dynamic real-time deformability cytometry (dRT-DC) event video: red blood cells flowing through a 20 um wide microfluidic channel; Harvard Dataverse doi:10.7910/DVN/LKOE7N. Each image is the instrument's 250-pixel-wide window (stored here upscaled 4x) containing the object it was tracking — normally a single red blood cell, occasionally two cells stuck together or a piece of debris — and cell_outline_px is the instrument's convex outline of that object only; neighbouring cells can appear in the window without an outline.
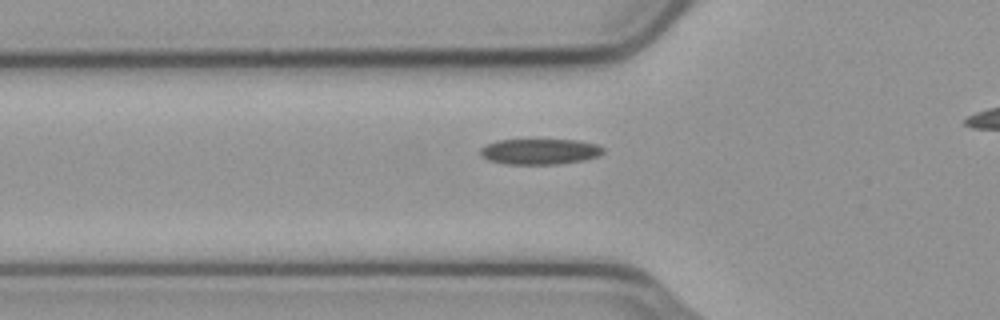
{"species": "common noctule bat (a hibernating species)", "species_latin": "Nyctalus noctula", "temperature_condition": "cold", "stored_images_in_passage": 35, "camera_frame_rate_fps": 3000, "um_per_image_px": 0.085, "animal": {"sex": "male", "body_mass_g": 23.1, "forearm_length_mm": 52.7}, "frame": {"image": 1, "passage_image": 6, "time_ms": 1.667, "image_size_px": [1000, 320], "cell_outline_px": [[604, 152], [600, 156], [584, 160], [556, 164], [504, 164], [488, 160], [480, 156], [480, 148], [496, 140], [580, 140], [596, 144], [604, 148]], "centroid_in_image_um": [45.89, 12.88], "position_along_channel_um": 79.9, "area_um2": 18.5}}
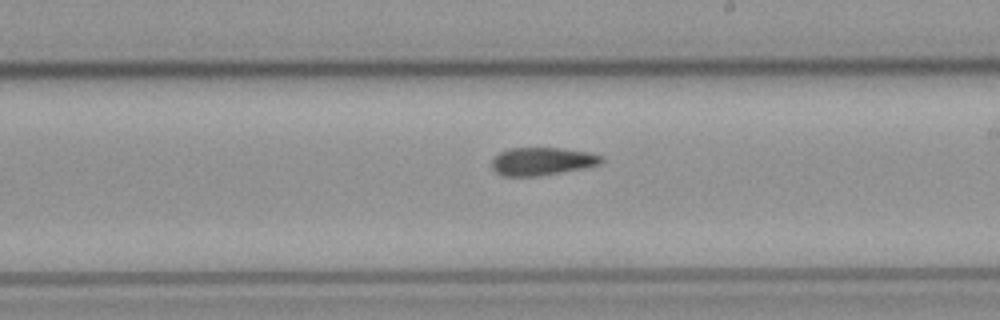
{"frame": {"image": 2, "passage_image": 19, "time_ms": 6.0, "image_size_px": [1000, 320], "cell_outline_px": [[604, 160], [600, 164], [584, 168], [540, 176], [504, 176], [496, 172], [492, 168], [492, 160], [500, 152], [508, 148], [560, 148], [588, 152], [604, 156]], "centroid_in_image_um": [46.09, 13.71], "position_along_channel_um": 242.9, "area_um2": 17.86}}
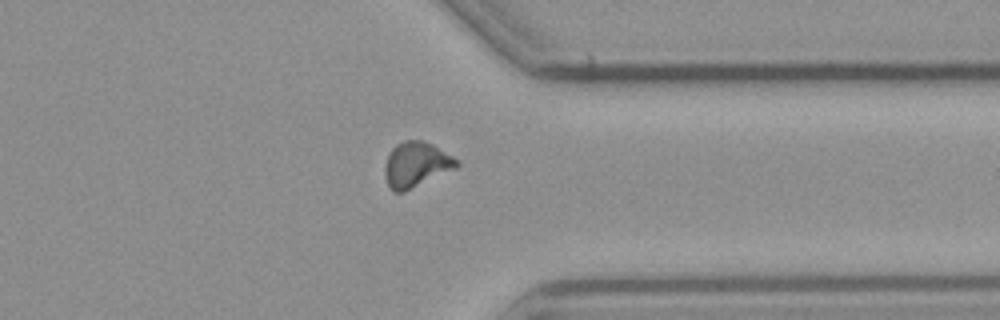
{"frame": {"image": 3, "passage_image": 30, "time_ms": 9.667, "image_size_px": [1000, 320], "cell_outline_px": [[460, 164], [456, 168], [404, 192], [396, 192], [388, 184], [384, 172], [384, 168], [388, 156], [392, 148], [396, 144], [404, 140], [420, 140], [432, 144], [452, 156]], "centroid_in_image_um": [35.36, 13.98], "position_along_channel_um": 376.0, "area_um2": 18.61}, "authors_computed_cell_mechanics": {"area_um2": 18.0914, "velocity_mm_per_s": 3.7334, "shape_relaxation_time_tau1_ms": null, "shape_relaxation_time_tau2_ms": 3.6923, "deformation_change_tau1": null, "deformation_change_tau2": 0.0992}}